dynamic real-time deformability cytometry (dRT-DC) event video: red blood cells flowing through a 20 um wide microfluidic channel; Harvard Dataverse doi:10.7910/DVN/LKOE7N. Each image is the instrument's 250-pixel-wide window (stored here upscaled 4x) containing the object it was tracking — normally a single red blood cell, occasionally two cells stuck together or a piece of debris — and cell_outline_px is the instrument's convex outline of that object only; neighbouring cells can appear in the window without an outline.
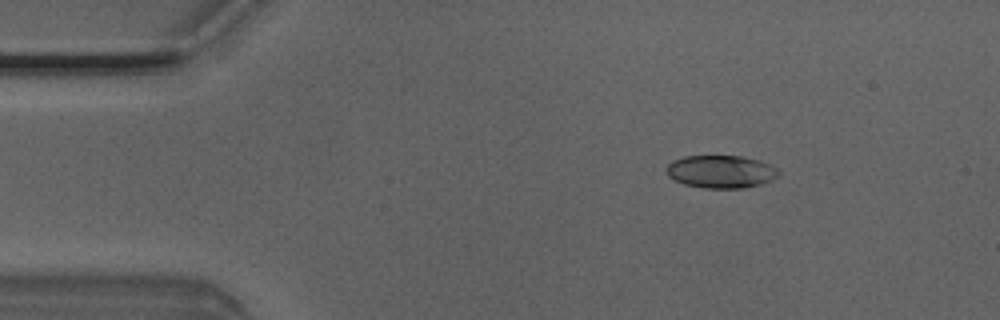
{"species": "Egyptian fruit bat (a non-hibernating species)", "species_latin": "Rousettus aegyptiacus", "temperature_condition": "room temperature", "stored_images_in_passage": 3, "camera_frame_rate_fps": 3000, "um_per_image_px": 0.085, "animal": {"sex": "male"}, "frame": {"image": 1, "passage_image": 1, "time_ms": 0.0, "image_size_px": [1000, 320], "cell_outline_px": [[780, 172], [772, 180], [760, 184], [740, 188], [704, 188], [684, 184], [672, 180], [668, 176], [668, 164], [672, 160], [684, 156], [740, 156], [760, 160], [780, 168]], "centroid_in_image_um": [61.29, 14.58], "position_along_channel_um": 23.7, "area_um2": 21.5}}